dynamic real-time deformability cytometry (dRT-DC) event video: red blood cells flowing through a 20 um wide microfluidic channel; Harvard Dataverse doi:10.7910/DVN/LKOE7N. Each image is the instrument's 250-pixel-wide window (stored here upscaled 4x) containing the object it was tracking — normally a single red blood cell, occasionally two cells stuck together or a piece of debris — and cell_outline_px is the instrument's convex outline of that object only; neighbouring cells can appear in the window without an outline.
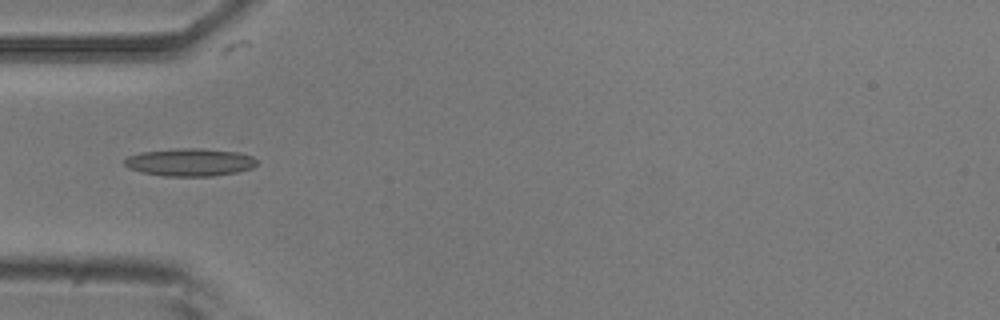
{"species": "common noctule bat (a hibernating species)", "species_latin": "Nyctalus noctula", "temperature_condition": "room temperature", "stored_images_in_passage": 4, "camera_frame_rate_fps": 3000, "um_per_image_px": 0.085, "animal": {"sex": "male", "body_mass_g": 20.5, "forearm_length_mm": 52.5}, "frame": {"image": 1, "passage_image": 4, "time_ms": 3.333, "image_size_px": [1000, 320], "cell_outline_px": [[256, 164], [252, 168], [236, 172], [212, 176], [164, 176], [140, 172], [128, 168], [124, 164], [124, 160], [128, 156], [140, 152], [180, 148], [200, 148], [236, 152], [252, 156], [256, 160]], "centroid_in_image_um": [16.1, 13.79], "position_along_channel_um": 68.9, "area_um2": 21.33}}